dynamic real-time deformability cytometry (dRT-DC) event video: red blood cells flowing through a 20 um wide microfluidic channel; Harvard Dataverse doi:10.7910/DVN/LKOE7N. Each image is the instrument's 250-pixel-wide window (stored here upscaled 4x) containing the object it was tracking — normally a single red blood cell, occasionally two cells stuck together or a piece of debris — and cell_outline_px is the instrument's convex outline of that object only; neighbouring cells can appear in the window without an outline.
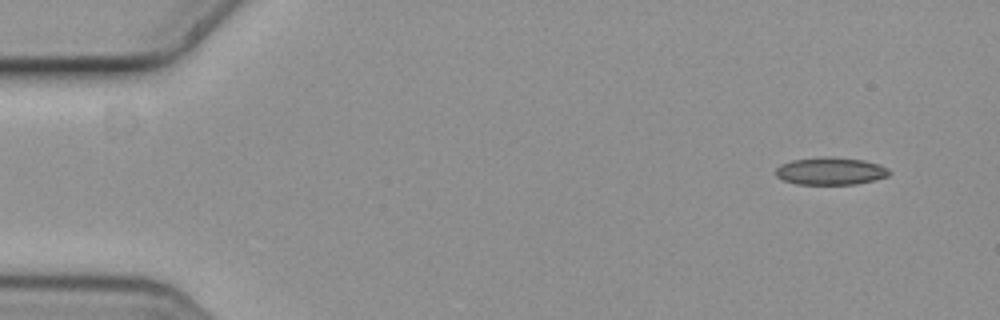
{"species": "common noctule bat (a hibernating species)", "species_latin": "Nyctalus noctula", "temperature_condition": "cold", "stored_images_in_passage": 6, "camera_frame_rate_fps": 3000, "um_per_image_px": 0.085, "animal": {"sex": "female", "body_mass_g": 19.3, "forearm_length_mm": 54.1}, "frame": {"image": 1, "passage_image": 1, "time_ms": 0.0, "image_size_px": [1000, 320], "cell_outline_px": [[892, 172], [888, 176], [856, 184], [796, 184], [784, 180], [776, 176], [776, 168], [780, 164], [792, 160], [820, 156], [832, 156], [864, 160], [880, 164], [888, 168]], "centroid_in_image_um": [70.6, 14.52], "position_along_channel_um": 14.4, "area_um2": 18.38}}
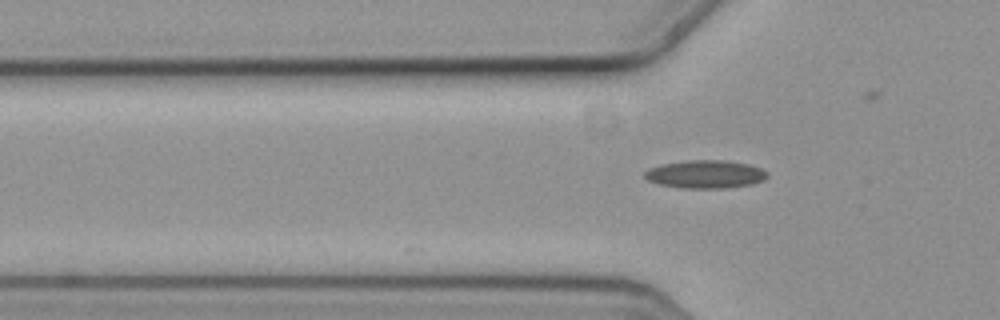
{"frame": {"image": 2, "passage_image": 5, "time_ms": 1.333, "image_size_px": [1000, 320], "cell_outline_px": [[768, 176], [764, 180], [752, 184], [724, 188], [680, 188], [660, 184], [648, 180], [644, 176], [644, 172], [648, 168], [664, 164], [688, 160], [728, 160], [748, 164], [760, 168], [768, 172]], "centroid_in_image_um": [59.98, 14.81], "position_along_channel_um": 65.8, "area_um2": 20.06}}
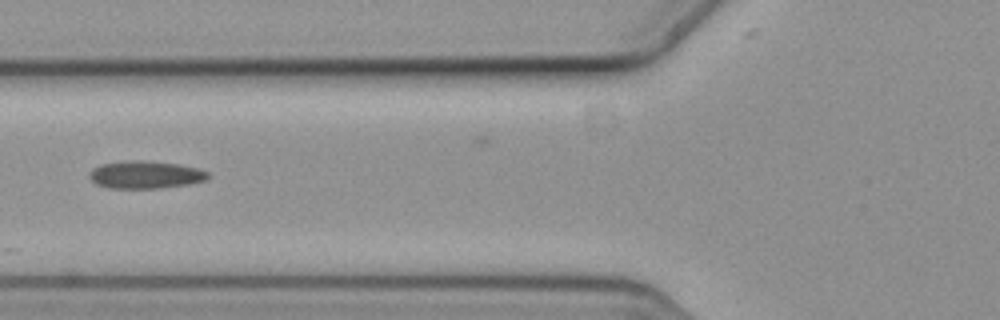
{"frame": {"image": 3, "passage_image": 6, "time_ms": 1.667, "image_size_px": [1000, 320], "cell_outline_px": [[208, 180], [188, 184], [160, 188], [108, 188], [96, 184], [88, 176], [92, 168], [100, 164], [132, 160], [144, 160], [180, 164], [196, 168], [208, 172]], "centroid_in_image_um": [12.35, 14.85], "position_along_channel_um": 113.5, "area_um2": 19.13}}